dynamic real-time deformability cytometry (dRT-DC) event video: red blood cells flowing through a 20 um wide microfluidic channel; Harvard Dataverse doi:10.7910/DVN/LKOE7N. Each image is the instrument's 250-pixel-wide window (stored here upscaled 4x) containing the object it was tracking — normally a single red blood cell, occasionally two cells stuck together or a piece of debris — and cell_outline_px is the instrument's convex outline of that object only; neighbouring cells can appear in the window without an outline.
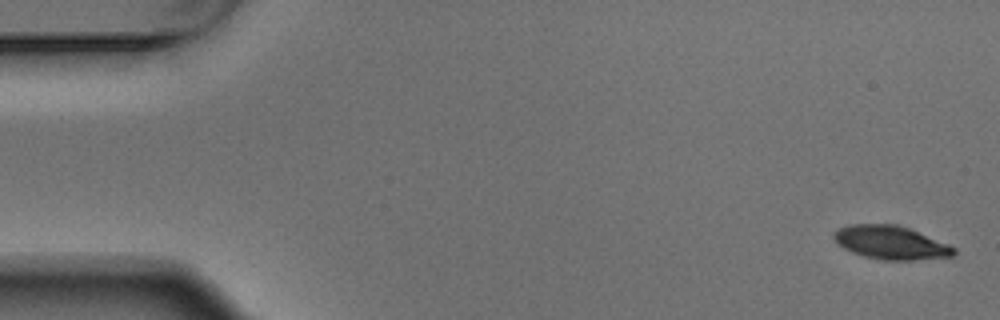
{"species": "Egyptian fruit bat (a non-hibernating species)", "species_latin": "Rousettus aegyptiacus", "temperature_condition": "warm", "stored_images_in_passage": 5, "camera_frame_rate_fps": 3000, "um_per_image_px": 0.085, "animal": {"sex": "male"}, "frame": {"image": 1, "passage_image": 1, "time_ms": 0.0, "image_size_px": [1000, 320], "cell_outline_px": [[956, 252], [952, 256], [916, 260], [880, 260], [864, 256], [852, 252], [836, 244], [832, 236], [840, 228], [848, 224], [896, 224], [908, 228], [948, 244], [956, 248]], "centroid_in_image_um": [75.7, 20.62], "position_along_channel_um": 9.3, "area_um2": 23.35}}
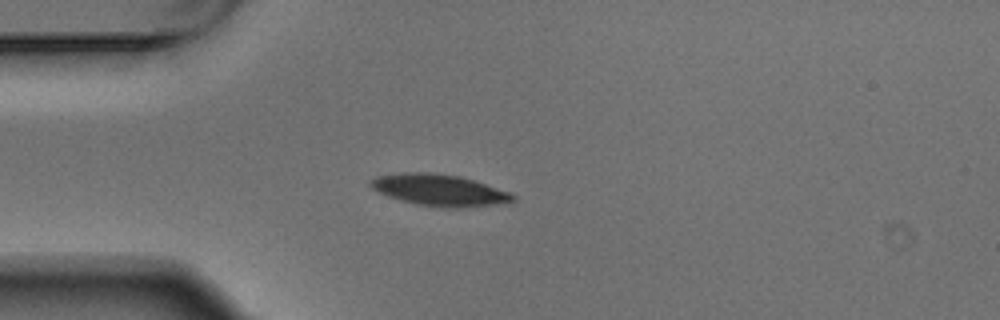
{"frame": {"image": 2, "passage_image": 4, "time_ms": 1.0, "image_size_px": [1000, 320], "cell_outline_px": [[516, 200], [508, 204], [460, 208], [444, 208], [416, 204], [400, 200], [388, 196], [372, 188], [368, 184], [368, 180], [376, 176], [404, 172], [432, 172], [460, 176], [512, 192], [516, 196]], "centroid_in_image_um": [37.41, 16.17], "position_along_channel_um": 47.6, "area_um2": 26.7}}